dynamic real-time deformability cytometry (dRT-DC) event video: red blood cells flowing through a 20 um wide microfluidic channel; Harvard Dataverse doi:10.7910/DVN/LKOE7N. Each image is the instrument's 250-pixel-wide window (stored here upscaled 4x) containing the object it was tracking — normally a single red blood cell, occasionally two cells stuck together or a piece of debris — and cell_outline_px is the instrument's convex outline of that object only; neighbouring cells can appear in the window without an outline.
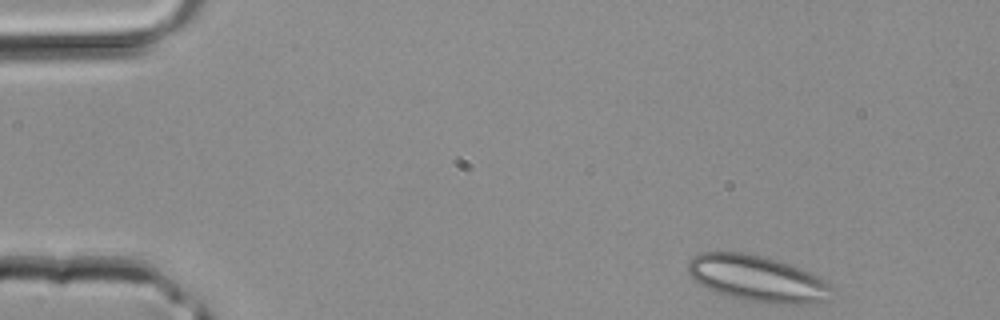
{"species": "common noctule bat (a hibernating species)", "species_latin": "Nyctalus noctula", "temperature_condition": "room temperature", "stored_images_in_passage": 37, "camera_frame_rate_fps": 3000, "um_per_image_px": 0.085, "animal": {"sex": "male", "body_mass_g": 20.4}, "frame": {"image": 1, "passage_image": 1, "time_ms": 0.0, "image_size_px": [1000, 320], "cell_outline_px": [[836, 288], [832, 300], [812, 304], [764, 304], [724, 296], [700, 284], [688, 276], [688, 260], [692, 256], [700, 252], [748, 252], [764, 256], [800, 268], [820, 276], [828, 280]], "centroid_in_image_um": [64.46, 23.71], "position_along_channel_um": 20.5, "area_um2": 40.0}}
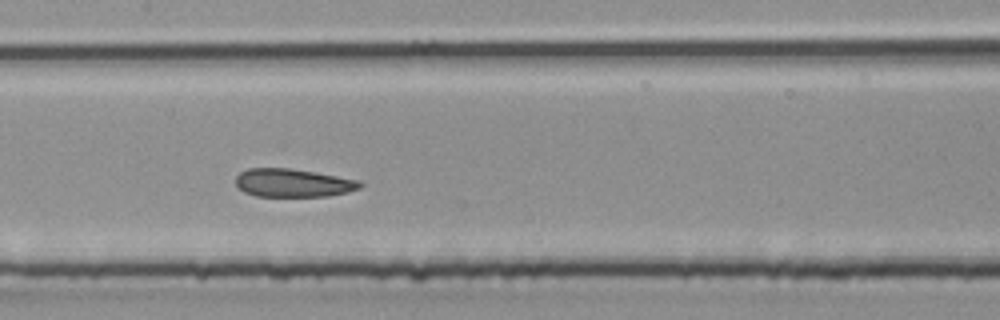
{"frame": {"image": 2, "passage_image": 16, "time_ms": 5.0, "image_size_px": [1000, 320], "cell_outline_px": [[364, 184], [360, 188], [348, 192], [328, 196], [256, 196], [244, 192], [236, 184], [236, 176], [240, 172], [248, 168], [288, 168], [316, 172], [360, 180]], "centroid_in_image_um": [24.93, 15.54], "position_along_channel_um": 182.5, "area_um2": 20.52}}
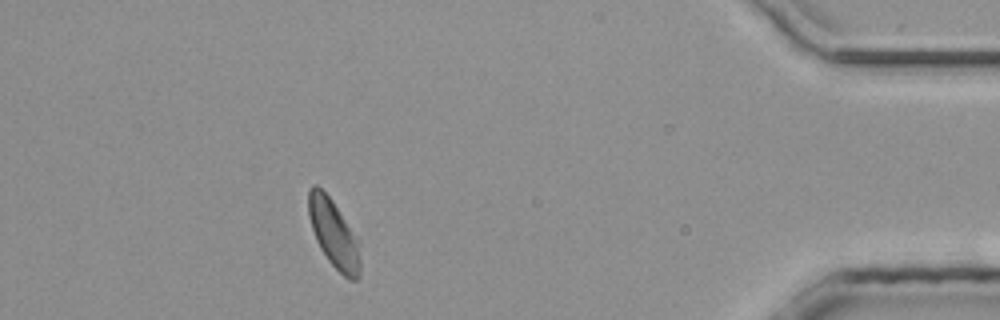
{"frame": {"image": 3, "passage_image": 32, "time_ms": 10.333, "image_size_px": [1000, 320], "cell_outline_px": [[360, 276], [356, 280], [348, 280], [328, 260], [320, 248], [316, 240], [308, 216], [308, 188], [312, 184], [316, 184], [332, 200], [356, 240], [360, 260]], "centroid_in_image_um": [28.32, 19.87], "position_along_channel_um": 406.9, "area_um2": 19.88}}